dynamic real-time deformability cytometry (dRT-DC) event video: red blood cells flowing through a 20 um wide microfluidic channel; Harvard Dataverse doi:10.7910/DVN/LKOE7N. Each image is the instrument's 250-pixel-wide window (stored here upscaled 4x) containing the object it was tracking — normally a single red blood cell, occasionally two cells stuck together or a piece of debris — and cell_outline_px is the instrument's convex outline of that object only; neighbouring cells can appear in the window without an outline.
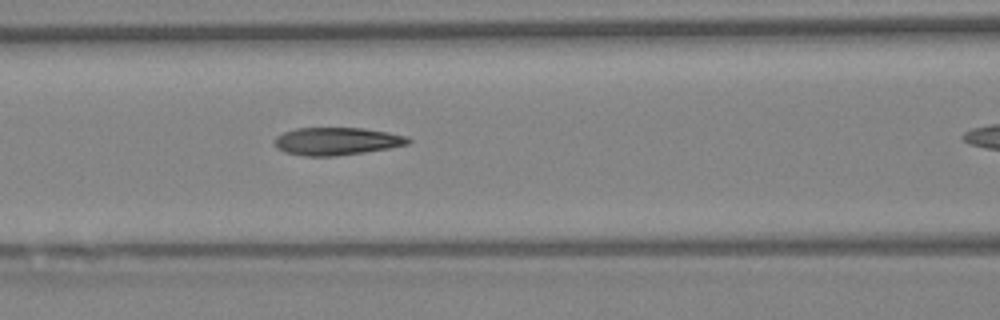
{"species": "Egyptian fruit bat (a non-hibernating species)", "species_latin": "Rousettus aegyptiacus", "temperature_condition": "warm", "stored_images_in_passage": 4, "segment_of_instrument_passage": [1, 2], "camera_frame_rate_fps": 3000, "um_per_image_px": 0.085, "animal": {"sex": "female"}, "frame": {"image": 1, "passage_image": 3, "time_ms": 0.667, "image_size_px": [1000, 320], "cell_outline_px": [[412, 140], [408, 144], [388, 148], [364, 152], [336, 156], [304, 156], [284, 152], [276, 148], [272, 140], [276, 136], [284, 132], [296, 128], [364, 128], [388, 132], [404, 136]], "centroid_in_image_um": [28.56, 12.0], "position_along_channel_um": 138.0, "area_um2": 21.62}}